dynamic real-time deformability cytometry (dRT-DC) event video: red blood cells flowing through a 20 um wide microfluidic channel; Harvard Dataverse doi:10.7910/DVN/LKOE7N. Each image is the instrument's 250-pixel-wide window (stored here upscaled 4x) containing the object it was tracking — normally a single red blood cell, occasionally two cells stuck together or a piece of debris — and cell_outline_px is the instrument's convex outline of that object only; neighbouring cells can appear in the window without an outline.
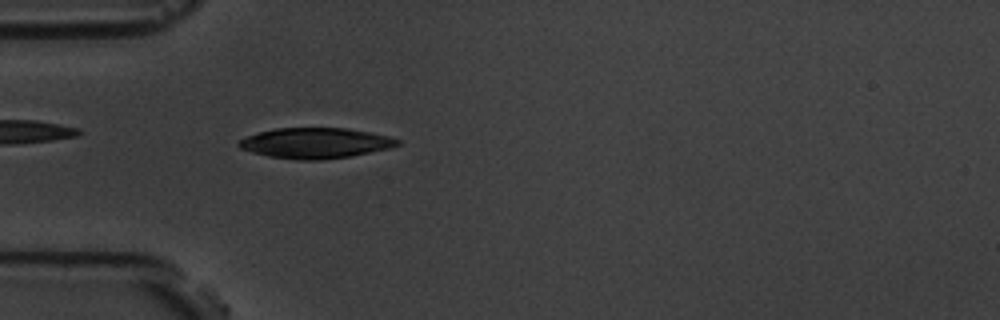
{"species": "common noctule bat (a hibernating species)", "species_latin": "Nyctalus noctula", "temperature_condition": "room temperature", "stored_images_in_passage": 4, "camera_frame_rate_fps": 3000, "um_per_image_px": 0.085, "animal": {"sex": "male", "body_mass_g": 19.5, "forearm_length_mm": 54.6}, "frame": {"image": 1, "passage_image": 4, "time_ms": 3.333, "image_size_px": [1000, 320], "cell_outline_px": [[400, 144], [392, 148], [348, 156], [320, 160], [296, 160], [268, 156], [252, 152], [240, 148], [236, 144], [240, 140], [248, 136], [260, 132], [276, 128], [348, 128], [388, 136], [400, 140]], "centroid_in_image_um": [26.81, 12.16], "position_along_channel_um": 58.2, "area_um2": 28.03}}